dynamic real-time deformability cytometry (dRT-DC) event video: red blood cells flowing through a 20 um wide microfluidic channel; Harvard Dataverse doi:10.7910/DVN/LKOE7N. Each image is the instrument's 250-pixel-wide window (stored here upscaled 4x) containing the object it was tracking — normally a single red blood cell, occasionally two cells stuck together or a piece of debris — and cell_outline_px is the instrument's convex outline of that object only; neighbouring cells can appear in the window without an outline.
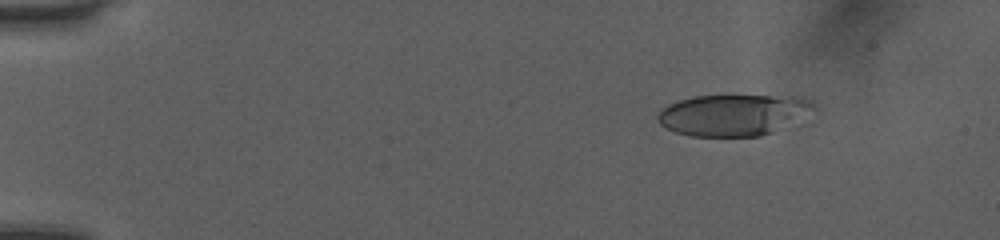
{"species": "human", "species_latin": "Homo sapiens", "temperature_condition": "room temperature", "stored_images_in_passage": 51, "camera_frame_rate_fps": 3000, "um_per_image_px": 0.085, "donor": {"sex": "female"}, "frame": {"image": 1, "passage_image": 7, "time_ms": 2.0, "image_size_px": [1000, 240], "cell_outline_px": [[816, 108], [772, 132], [760, 136], [692, 136], [676, 132], [664, 128], [656, 120], [656, 116], [660, 108], [668, 104], [692, 96], [768, 96], [808, 100]], "centroid_in_image_um": [62.15, 9.78], "position_along_channel_um": 22.9, "area_um2": 36.76}}
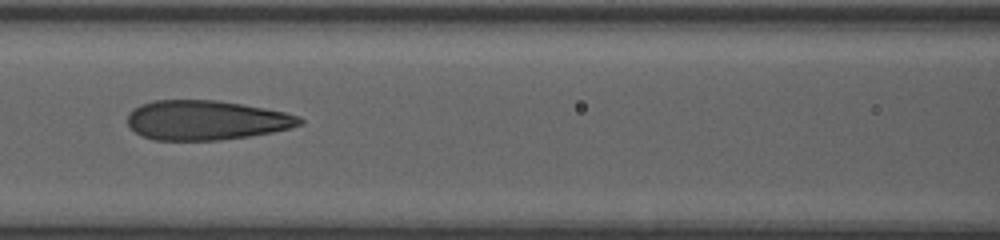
{"frame": {"image": 2, "passage_image": 24, "time_ms": 7.667, "image_size_px": [1000, 240], "cell_outline_px": [[304, 124], [272, 132], [248, 136], [220, 140], [152, 140], [136, 132], [128, 124], [128, 112], [132, 108], [140, 104], [152, 100], [216, 100], [264, 108], [284, 112], [300, 116], [304, 120]], "centroid_in_image_um": [17.5, 10.21], "position_along_channel_um": 149.1, "area_um2": 39.71}}
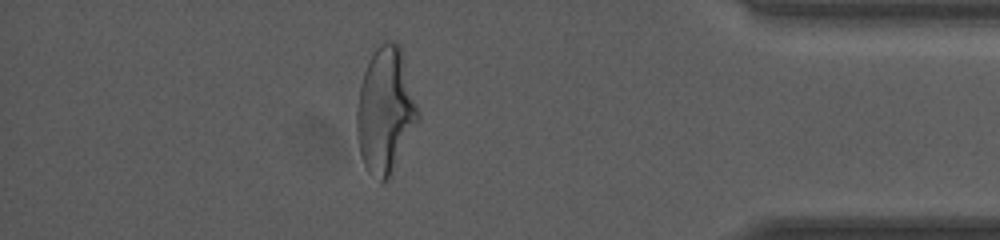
{"frame": {"image": 3, "passage_image": 45, "time_ms": 14.667, "image_size_px": [1000, 240], "cell_outline_px": [[420, 120], [388, 180], [380, 180], [368, 172], [360, 156], [356, 136], [356, 112], [360, 84], [372, 44], [388, 40], [396, 40], [400, 44], [420, 112]], "centroid_in_image_um": [32.75, 9.31], "position_along_channel_um": 402.5, "area_um2": 46.01}, "authors_computed_cell_mechanics": {"area_um2": 39.7664, "velocity_mm_per_s": 4.0766, "shape_relaxation_time_tau1_ms": 5.4873, "shape_relaxation_time_tau2_ms": 1.0876, "deformation_change_tau1": 0.2265, "deformation_change_tau2": 0.1026}}